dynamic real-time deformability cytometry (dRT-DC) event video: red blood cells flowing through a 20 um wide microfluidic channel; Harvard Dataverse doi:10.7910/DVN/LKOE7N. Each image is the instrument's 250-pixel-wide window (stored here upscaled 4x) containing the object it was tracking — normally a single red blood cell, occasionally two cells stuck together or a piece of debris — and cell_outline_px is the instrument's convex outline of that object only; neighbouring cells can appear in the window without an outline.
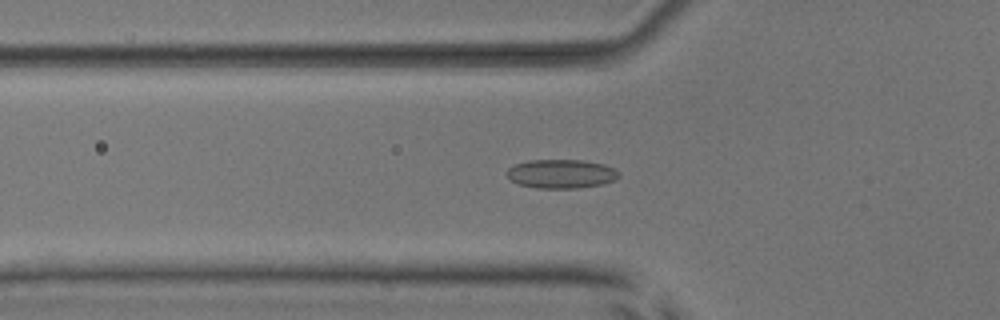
{"species": "common noctule bat (a hibernating species)", "species_latin": "Nyctalus noctula", "temperature_condition": "room temperature", "stored_images_in_passage": 47, "camera_frame_rate_fps": 3000, "um_per_image_px": 0.085, "animal": {"sex": "male", "body_mass_g": 17.9, "forearm_length_mm": 54.2}, "frame": {"image": 1, "passage_image": 13, "time_ms": 4.0, "image_size_px": [1000, 320], "cell_outline_px": [[620, 176], [616, 180], [604, 184], [576, 188], [536, 188], [520, 184], [512, 180], [508, 176], [508, 168], [516, 164], [528, 160], [584, 160], [604, 164], [616, 168], [620, 172]], "centroid_in_image_um": [47.78, 14.77], "position_along_channel_um": 78.0, "area_um2": 18.96}}
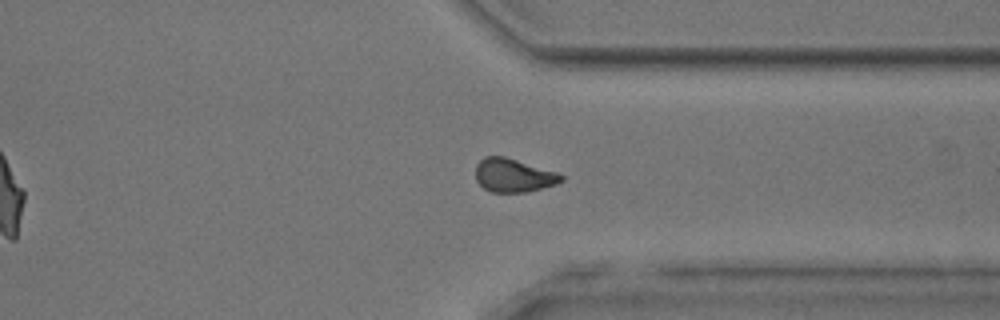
{"frame": {"image": 2, "passage_image": 35, "time_ms": 11.333, "image_size_px": [1000, 320], "cell_outline_px": [[564, 180], [556, 184], [528, 192], [492, 192], [484, 188], [476, 180], [476, 164], [484, 156], [504, 156], [560, 172], [564, 176]], "centroid_in_image_um": [43.68, 14.9], "position_along_channel_um": 367.7, "area_um2": 16.94}}
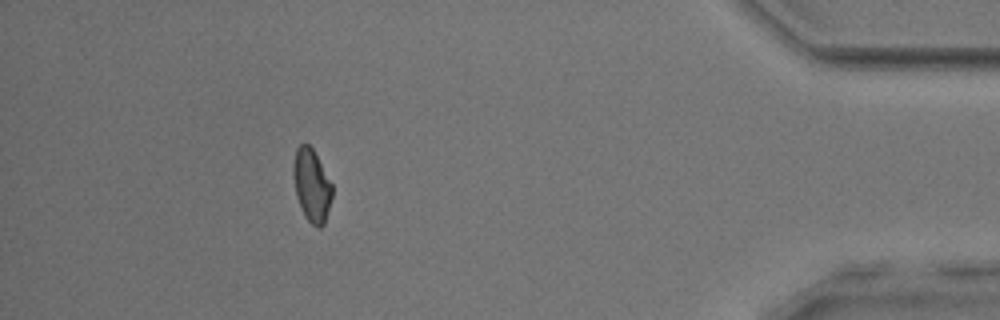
{"frame": {"image": 3, "passage_image": 42, "time_ms": 13.667, "image_size_px": [1000, 320], "cell_outline_px": [[332, 196], [324, 224], [320, 228], [316, 228], [304, 216], [296, 196], [292, 176], [292, 164], [296, 148], [300, 144], [308, 144], [312, 148], [332, 184]], "centroid_in_image_um": [26.46, 15.76], "position_along_channel_um": 408.7, "area_um2": 16.53}, "authors_computed_cell_mechanics": {"area_um2": 17.1666, "velocity_mm_per_s": 3.9523, "shape_relaxation_time_tau1_ms": null, "shape_relaxation_time_tau2_ms": 2.568, "deformation_change_tau1": null, "deformation_change_tau2": 0.0809}}